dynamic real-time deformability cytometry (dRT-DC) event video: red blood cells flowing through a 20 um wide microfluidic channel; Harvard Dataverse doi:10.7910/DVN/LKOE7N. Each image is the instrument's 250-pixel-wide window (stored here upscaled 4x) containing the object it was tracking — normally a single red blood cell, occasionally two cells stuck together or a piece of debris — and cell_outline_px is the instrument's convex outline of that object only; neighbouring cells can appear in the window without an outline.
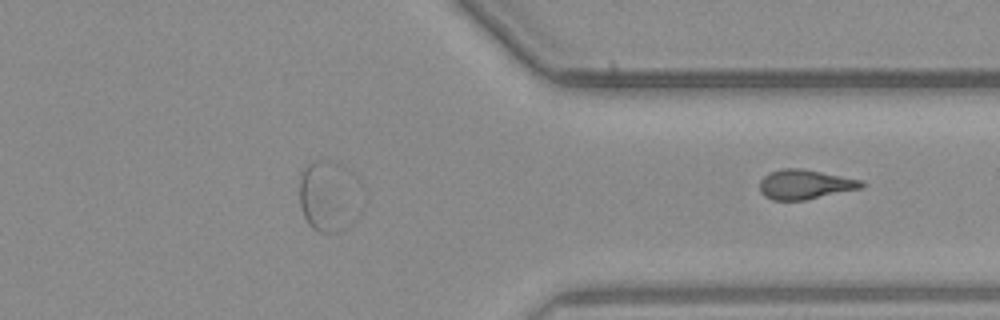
{"species": "common noctule bat (a hibernating species)", "species_latin": "Nyctalus noctula", "temperature_condition": "warm", "stored_images_in_passage": 34, "segment_of_instrument_passage": [2, 2], "camera_frame_rate_fps": 3000, "um_per_image_px": 0.085, "animal": {"sex": "male", "body_mass_g": 23.1, "forearm_length_mm": 52.7}, "frame": {"image": 1, "passage_image": 34, "time_ms": 11.0, "image_size_px": [1000, 320], "cell_outline_px": [[864, 188], [804, 200], [772, 200], [764, 196], [760, 192], [760, 180], [768, 172], [780, 168], [800, 168], [860, 180], [864, 184]], "centroid_in_image_um": [68.37, 15.68], "position_along_channel_um": 343.0, "area_um2": 17.51}}